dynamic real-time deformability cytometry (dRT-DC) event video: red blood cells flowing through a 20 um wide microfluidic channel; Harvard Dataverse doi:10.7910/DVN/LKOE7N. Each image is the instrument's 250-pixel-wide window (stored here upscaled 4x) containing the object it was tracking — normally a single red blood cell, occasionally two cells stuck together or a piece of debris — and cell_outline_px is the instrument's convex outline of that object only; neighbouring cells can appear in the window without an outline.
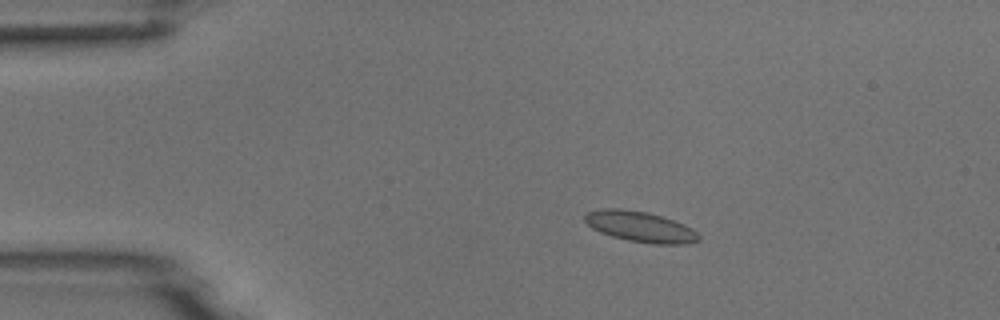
{"species": "common noctule bat (a hibernating species)", "species_latin": "Nyctalus noctula", "temperature_condition": "room temperature", "stored_images_in_passage": 5, "camera_frame_rate_fps": 3000, "um_per_image_px": 0.085, "animal": {"sex": "male", "body_mass_g": 18.8}, "frame": {"image": 1, "passage_image": 4, "time_ms": 3.333, "image_size_px": [1000, 320], "cell_outline_px": [[700, 240], [688, 244], [652, 244], [628, 240], [612, 236], [600, 232], [592, 228], [584, 220], [584, 216], [588, 212], [604, 208], [620, 208], [648, 212], [684, 224], [692, 228], [700, 236]], "centroid_in_image_um": [54.43, 19.27], "position_along_channel_um": 30.6, "area_um2": 20.29}}